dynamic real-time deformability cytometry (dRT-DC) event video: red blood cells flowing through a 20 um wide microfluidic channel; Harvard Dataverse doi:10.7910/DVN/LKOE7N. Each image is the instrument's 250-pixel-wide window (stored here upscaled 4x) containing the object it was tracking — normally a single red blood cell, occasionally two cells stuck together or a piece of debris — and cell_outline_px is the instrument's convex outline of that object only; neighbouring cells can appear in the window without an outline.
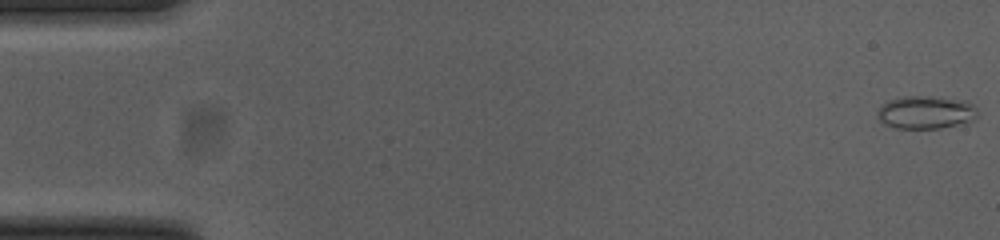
{"species": "common noctule bat (a hibernating species)", "species_latin": "Nyctalus noctula", "temperature_condition": "cold", "stored_images_in_passage": 17, "camera_frame_rate_fps": 3000, "um_per_image_px": 0.085, "animal": {"sex": "female", "body_mass_g": 23.0, "forearm_length_mm": 53.4}, "frame": {"image": 1, "passage_image": 1, "time_ms": 0.0, "image_size_px": [1000, 240], "cell_outline_px": [[976, 120], [968, 124], [940, 128], [896, 128], [884, 124], [876, 116], [876, 112], [880, 104], [888, 100], [904, 96], [932, 96], [964, 100], [972, 104], [976, 108]], "centroid_in_image_um": [78.7, 9.55], "position_along_channel_um": 6.3, "area_um2": 19.71}}